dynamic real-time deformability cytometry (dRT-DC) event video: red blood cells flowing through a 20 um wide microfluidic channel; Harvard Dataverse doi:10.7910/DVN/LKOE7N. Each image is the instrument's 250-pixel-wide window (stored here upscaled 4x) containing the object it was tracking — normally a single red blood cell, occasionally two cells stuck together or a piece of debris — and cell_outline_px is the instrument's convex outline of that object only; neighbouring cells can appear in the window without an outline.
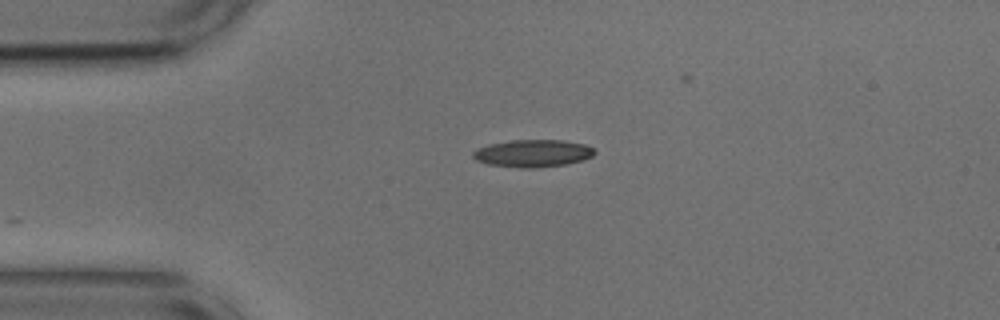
{"species": "common noctule bat (a hibernating species)", "species_latin": "Nyctalus noctula", "temperature_condition": "cold", "stored_images_in_passage": 30, "camera_frame_rate_fps": 3000, "um_per_image_px": 0.085, "animal": {"sex": "male", "body_mass_g": 17.9, "forearm_length_mm": 54.2}, "frame": {"image": 1, "passage_image": 1, "time_ms": 0.0, "image_size_px": [1000, 320], "cell_outline_px": [[596, 152], [592, 156], [584, 160], [564, 164], [536, 168], [520, 168], [488, 164], [476, 160], [472, 156], [472, 152], [476, 148], [488, 144], [512, 140], [564, 140], [584, 144], [596, 148]], "centroid_in_image_um": [45.29, 13.03], "position_along_channel_um": 39.7, "area_um2": 19.59}}
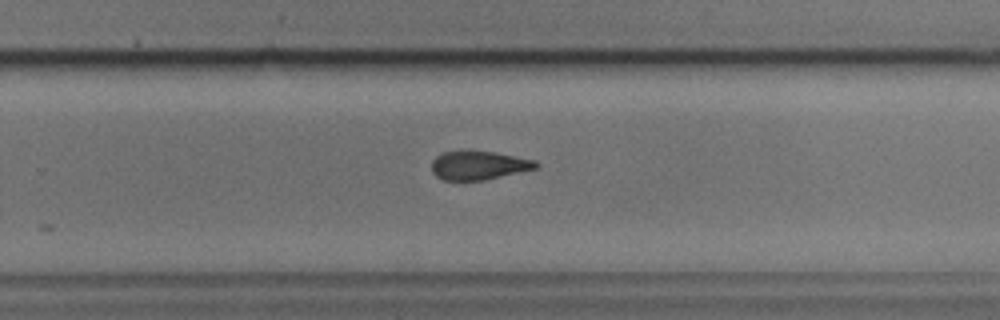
{"frame": {"image": 2, "passage_image": 23, "time_ms": 7.333, "image_size_px": [1000, 320], "cell_outline_px": [[540, 164], [536, 168], [484, 180], [444, 180], [436, 176], [432, 172], [432, 160], [436, 156], [444, 152], [464, 148], [496, 152], [536, 160]], "centroid_in_image_um": [40.66, 14.01], "position_along_channel_um": 289.1, "area_um2": 17.92}}
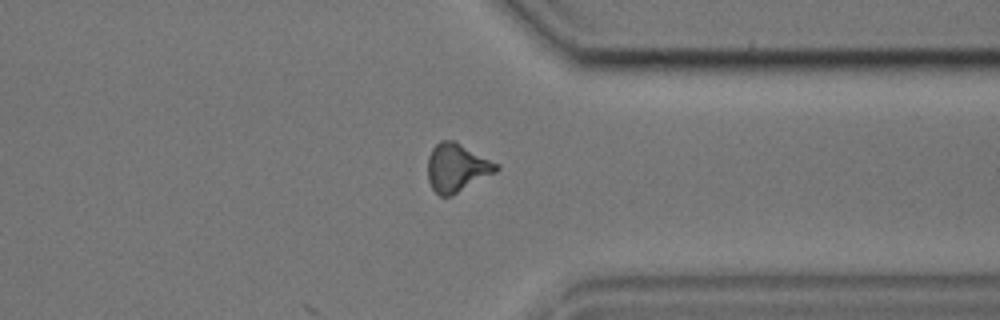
{"frame": {"image": 3, "passage_image": 30, "time_ms": 9.667, "image_size_px": [1000, 320], "cell_outline_px": [[500, 168], [496, 172], [452, 196], [440, 196], [432, 188], [428, 180], [428, 156], [432, 148], [440, 140], [456, 140], [500, 164]], "centroid_in_image_um": [38.85, 14.23], "position_along_channel_um": 372.5, "area_um2": 19.59}, "authors_computed_cell_mechanics": {"area_um2": 19.2763, "velocity_mm_per_s": 3.7136, "shape_relaxation_time_tau1_ms": 3.9196, "shape_relaxation_time_tau2_ms": 4.3234, "deformation_change_tau1": 0.1448, "deformation_change_tau2": 0.1228}}